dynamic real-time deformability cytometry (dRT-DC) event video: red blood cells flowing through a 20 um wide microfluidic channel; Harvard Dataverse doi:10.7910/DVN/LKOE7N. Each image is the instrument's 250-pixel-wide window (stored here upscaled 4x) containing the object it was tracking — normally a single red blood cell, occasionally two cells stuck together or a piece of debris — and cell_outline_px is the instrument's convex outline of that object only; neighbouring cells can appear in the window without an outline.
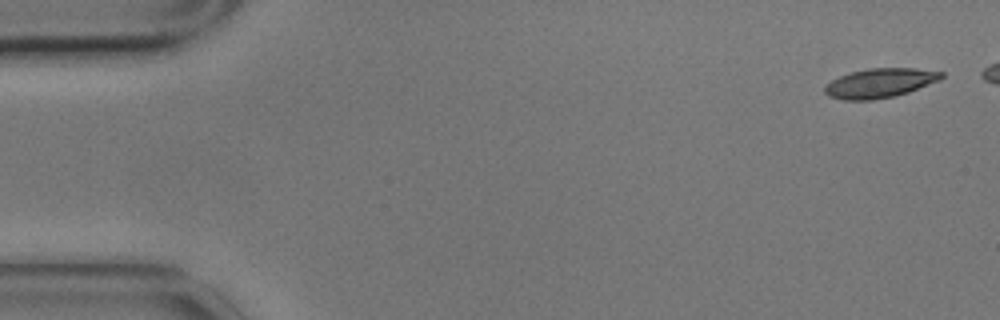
{"species": "common noctule bat (a hibernating species)", "species_latin": "Nyctalus noctula", "temperature_condition": "cold", "stored_images_in_passage": 5, "camera_frame_rate_fps": 3000, "um_per_image_px": 0.085, "animal": {"sex": "male", "body_mass_g": 17.9}, "frame": {"image": 1, "passage_image": 1, "time_ms": 0.0, "image_size_px": [1000, 320], "cell_outline_px": [[944, 76], [940, 80], [908, 92], [896, 96], [872, 100], [844, 100], [828, 96], [824, 92], [824, 88], [832, 80], [840, 76], [852, 72], [868, 68], [916, 68], [944, 72]], "centroid_in_image_um": [74.81, 7.06], "position_along_channel_um": 10.2, "area_um2": 19.94}}